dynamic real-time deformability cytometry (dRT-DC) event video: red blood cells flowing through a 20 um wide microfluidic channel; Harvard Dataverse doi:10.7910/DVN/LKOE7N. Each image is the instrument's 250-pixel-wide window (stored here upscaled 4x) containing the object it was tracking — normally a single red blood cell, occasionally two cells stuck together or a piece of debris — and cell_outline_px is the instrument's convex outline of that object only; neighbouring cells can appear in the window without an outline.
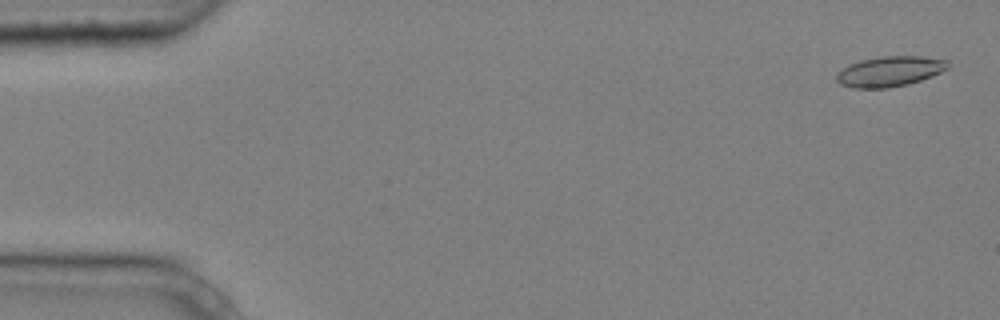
{"species": "common noctule bat (a hibernating species)", "species_latin": "Nyctalus noctula", "temperature_condition": "cold", "stored_images_in_passage": 5, "camera_frame_rate_fps": 3000, "um_per_image_px": 0.085, "animal": {"sex": "male", "body_mass_g": 20.4}, "frame": {"image": 1, "passage_image": 1, "time_ms": 0.0, "image_size_px": [1000, 320], "cell_outline_px": [[948, 68], [932, 76], [908, 84], [888, 88], [852, 88], [840, 84], [836, 80], [836, 72], [848, 64], [860, 60], [884, 56], [920, 56], [948, 60]], "centroid_in_image_um": [75.59, 6.07], "position_along_channel_um": 9.4, "area_um2": 19.71}}
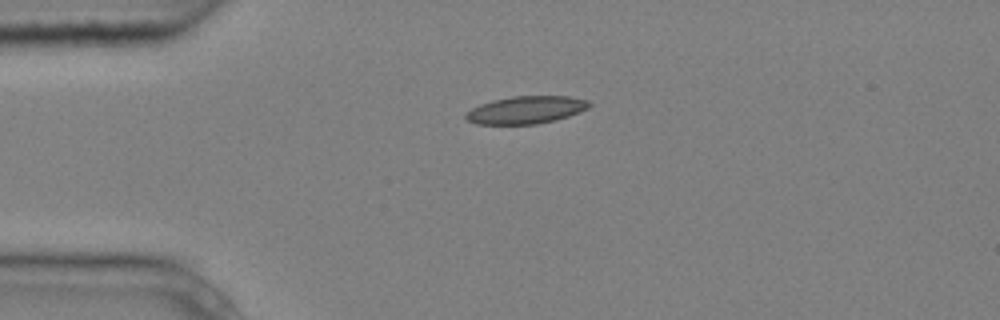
{"frame": {"image": 2, "passage_image": 4, "time_ms": 1.0, "image_size_px": [1000, 320], "cell_outline_px": [[592, 104], [588, 108], [580, 112], [556, 120], [536, 124], [476, 124], [468, 120], [464, 116], [464, 112], [480, 104], [492, 100], [512, 96], [568, 96], [588, 100]], "centroid_in_image_um": [44.7, 9.34], "position_along_channel_um": 40.3, "area_um2": 19.94}}